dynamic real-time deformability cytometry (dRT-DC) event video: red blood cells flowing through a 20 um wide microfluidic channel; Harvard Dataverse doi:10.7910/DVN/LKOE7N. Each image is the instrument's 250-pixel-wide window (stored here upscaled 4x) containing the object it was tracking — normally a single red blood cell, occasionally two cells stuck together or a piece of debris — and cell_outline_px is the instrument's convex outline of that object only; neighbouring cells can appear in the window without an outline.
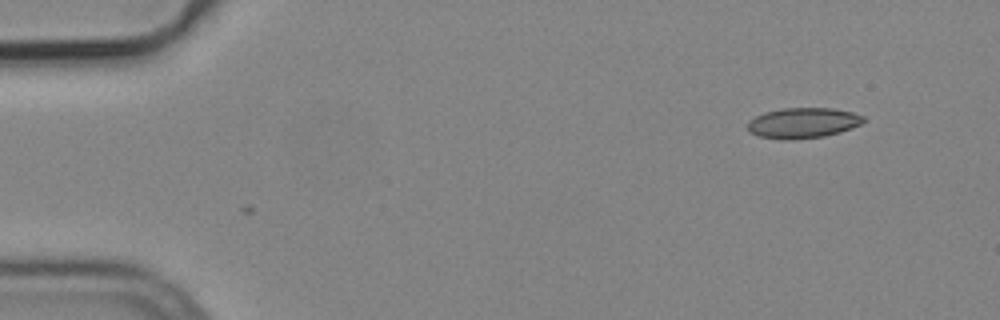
{"species": "common noctule bat (a hibernating species)", "species_latin": "Nyctalus noctula", "temperature_condition": "cold", "stored_images_in_passage": 2, "camera_frame_rate_fps": 3000, "um_per_image_px": 0.085, "animal": {"sex": "male", "body_mass_g": 19.2, "forearm_length_mm": 51.8}, "frame": {"image": 1, "passage_image": 2, "time_ms": 0.333, "image_size_px": [1000, 320], "cell_outline_px": [[864, 120], [860, 124], [852, 128], [840, 132], [824, 136], [792, 140], [784, 140], [760, 136], [748, 132], [748, 120], [764, 112], [784, 108], [832, 108], [852, 112], [864, 116]], "centroid_in_image_um": [68.23, 10.45], "position_along_channel_um": 16.8, "area_um2": 20.58}}